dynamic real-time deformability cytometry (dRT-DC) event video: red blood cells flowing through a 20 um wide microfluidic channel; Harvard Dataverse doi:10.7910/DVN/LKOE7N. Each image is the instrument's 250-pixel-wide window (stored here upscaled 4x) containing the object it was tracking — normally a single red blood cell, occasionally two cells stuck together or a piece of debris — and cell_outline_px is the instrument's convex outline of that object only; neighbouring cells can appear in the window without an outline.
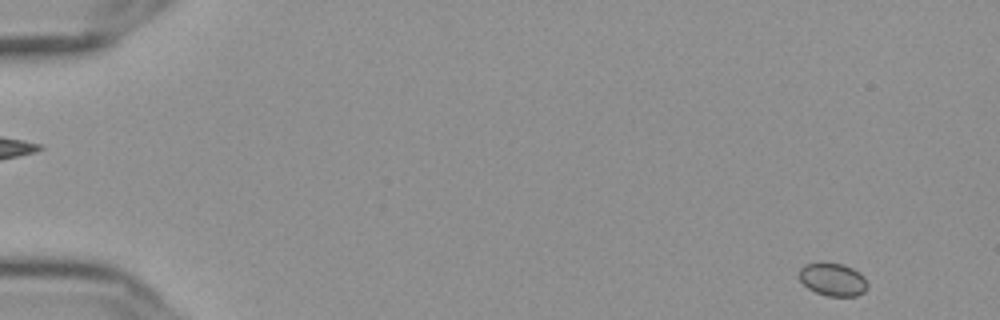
{"species": "Egyptian fruit bat (a non-hibernating species)", "species_latin": "Rousettus aegyptiacus", "temperature_condition": "cold", "stored_images_in_passage": 55, "camera_frame_rate_fps": 3000, "um_per_image_px": 0.085, "frame": {"image": 1, "passage_image": 2, "time_ms": 0.333, "image_size_px": [1000, 320], "cell_outline_px": [[868, 288], [864, 292], [856, 296], [828, 296], [816, 292], [808, 288], [800, 280], [800, 268], [804, 264], [820, 260], [844, 264], [860, 272], [864, 276], [868, 284]], "centroid_in_image_um": [70.8, 23.71], "position_along_channel_um": 14.2, "area_um2": 13.53}}
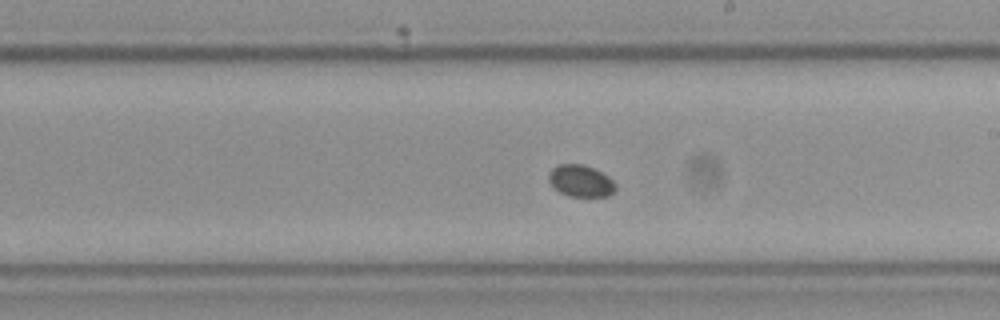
{"frame": {"image": 2, "passage_image": 32, "time_ms": 10.333, "image_size_px": [1000, 320], "cell_outline_px": [[616, 188], [608, 196], [568, 196], [560, 192], [548, 180], [548, 172], [552, 168], [560, 164], [584, 164], [608, 176], [616, 184]], "centroid_in_image_um": [49.35, 15.37], "position_along_channel_um": 239.7, "area_um2": 12.25}}
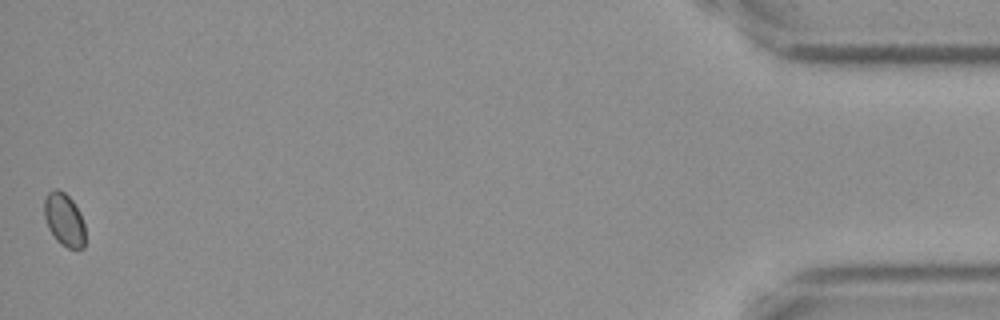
{"frame": {"image": 3, "passage_image": 55, "time_ms": 18.0, "image_size_px": [1000, 320], "cell_outline_px": [[84, 248], [68, 248], [60, 244], [56, 240], [48, 228], [44, 216], [44, 200], [48, 192], [52, 188], [56, 188], [64, 192], [72, 200], [80, 212], [84, 224]], "centroid_in_image_um": [5.44, 18.65], "position_along_channel_um": 429.8, "area_um2": 12.72}}